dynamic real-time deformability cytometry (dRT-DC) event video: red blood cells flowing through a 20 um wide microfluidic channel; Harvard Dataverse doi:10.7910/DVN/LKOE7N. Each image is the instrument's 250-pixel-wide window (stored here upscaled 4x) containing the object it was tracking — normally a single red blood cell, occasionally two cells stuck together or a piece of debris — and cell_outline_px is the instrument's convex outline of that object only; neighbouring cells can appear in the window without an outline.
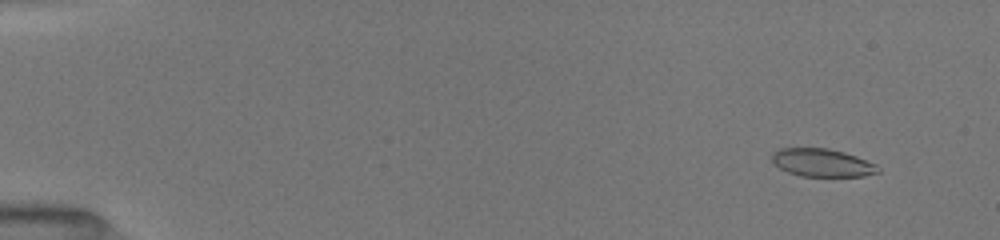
{"species": "common noctule bat (a hibernating species)", "species_latin": "Nyctalus noctula", "temperature_condition": "room temperature", "stored_images_in_passage": 12, "camera_frame_rate_fps": 3000, "um_per_image_px": 0.085, "animal": {"sex": "female", "body_mass_g": 19.5, "forearm_length_mm": 54.1}, "frame": {"image": 1, "passage_image": 2, "time_ms": 1.0, "image_size_px": [1000, 240], "cell_outline_px": [[880, 172], [864, 176], [800, 176], [788, 172], [780, 168], [772, 160], [772, 152], [780, 148], [828, 148], [844, 152], [856, 156], [876, 164], [880, 168]], "centroid_in_image_um": [69.9, 13.83], "position_along_channel_um": 15.1, "area_um2": 17.28}}
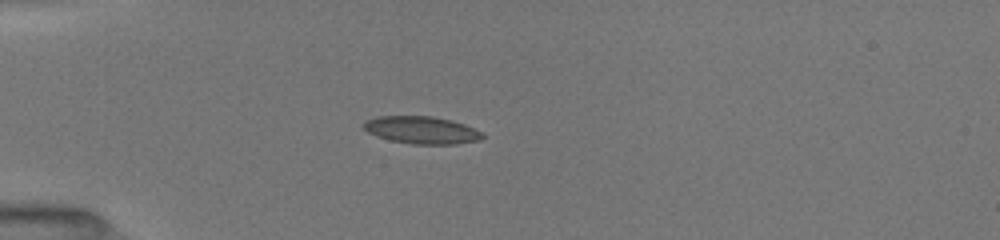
{"frame": {"image": 2, "passage_image": 9, "time_ms": 4.667, "image_size_px": [1000, 240], "cell_outline_px": [[484, 136], [480, 140], [456, 144], [412, 144], [388, 140], [376, 136], [368, 132], [360, 124], [364, 120], [376, 116], [432, 116], [452, 120], [464, 124], [484, 132]], "centroid_in_image_um": [35.81, 11.05], "position_along_channel_um": 49.2, "area_um2": 19.31}}
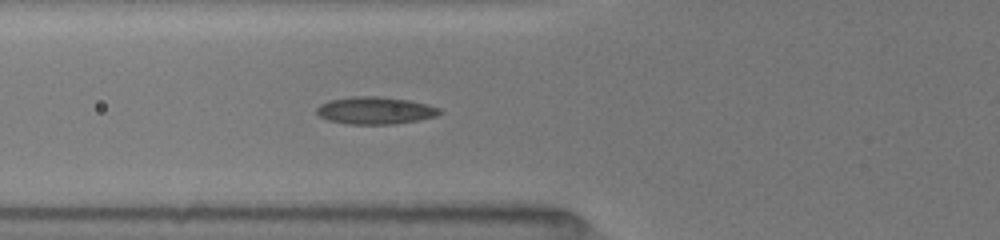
{"frame": {"image": 3, "passage_image": 12, "time_ms": 6.333, "image_size_px": [1000, 240], "cell_outline_px": [[440, 112], [436, 116], [416, 120], [392, 124], [348, 124], [328, 120], [320, 116], [316, 112], [316, 108], [320, 104], [328, 100], [352, 96], [380, 96], [408, 100], [428, 104], [440, 108]], "centroid_in_image_um": [31.85, 9.38], "position_along_channel_um": 93.9, "area_um2": 19.54}}